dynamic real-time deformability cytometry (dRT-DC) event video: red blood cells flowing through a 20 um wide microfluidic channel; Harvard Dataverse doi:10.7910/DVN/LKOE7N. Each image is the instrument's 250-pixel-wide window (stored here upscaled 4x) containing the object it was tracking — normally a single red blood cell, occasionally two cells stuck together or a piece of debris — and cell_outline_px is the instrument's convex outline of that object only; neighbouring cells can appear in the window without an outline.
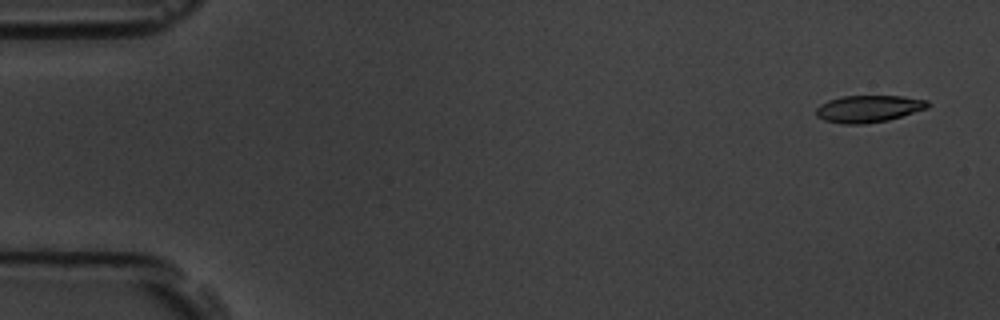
{"species": "common noctule bat (a hibernating species)", "species_latin": "Nyctalus noctula", "temperature_condition": "room temperature", "stored_images_in_passage": 9, "camera_frame_rate_fps": 3000, "um_per_image_px": 0.085, "animal": {"sex": "male", "body_mass_g": 19.5, "forearm_length_mm": 54.6}, "frame": {"image": 1, "passage_image": 1, "time_ms": 0.0, "image_size_px": [1000, 320], "cell_outline_px": [[932, 104], [928, 108], [888, 120], [864, 124], [840, 124], [824, 120], [816, 116], [816, 108], [820, 104], [828, 100], [844, 96], [900, 96], [928, 100]], "centroid_in_image_um": [73.83, 9.25], "position_along_channel_um": 11.2, "area_um2": 17.69}}
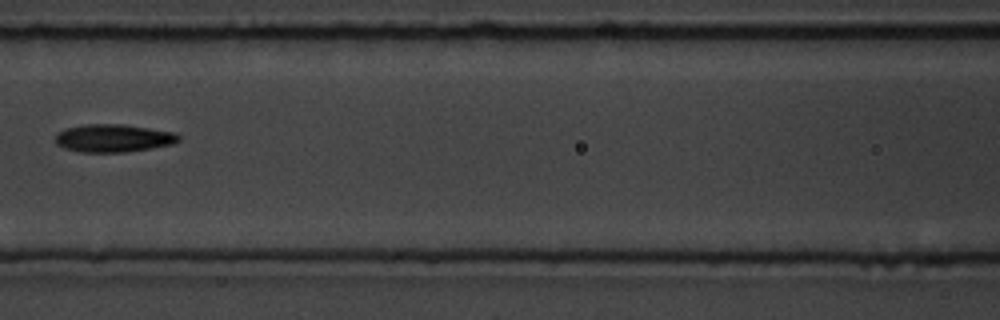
{"frame": {"image": 2, "passage_image": 7, "time_ms": 2.0, "image_size_px": [1000, 320], "cell_outline_px": [[180, 140], [172, 144], [152, 148], [124, 152], [80, 152], [64, 148], [56, 144], [56, 136], [60, 132], [68, 128], [88, 124], [124, 124], [176, 132], [180, 136]], "centroid_in_image_um": [9.68, 11.74], "position_along_channel_um": 156.9, "area_um2": 19.94}}
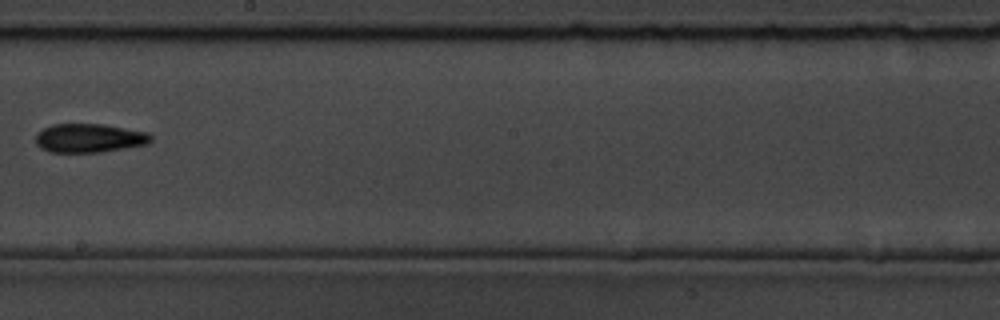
{"frame": {"image": 3, "passage_image": 9, "time_ms": 2.667, "image_size_px": [1000, 320], "cell_outline_px": [[152, 140], [148, 144], [100, 152], [48, 152], [40, 148], [36, 144], [36, 132], [52, 124], [100, 124], [148, 132], [152, 136]], "centroid_in_image_um": [7.56, 11.74], "position_along_channel_um": 240.6, "area_um2": 19.36}}